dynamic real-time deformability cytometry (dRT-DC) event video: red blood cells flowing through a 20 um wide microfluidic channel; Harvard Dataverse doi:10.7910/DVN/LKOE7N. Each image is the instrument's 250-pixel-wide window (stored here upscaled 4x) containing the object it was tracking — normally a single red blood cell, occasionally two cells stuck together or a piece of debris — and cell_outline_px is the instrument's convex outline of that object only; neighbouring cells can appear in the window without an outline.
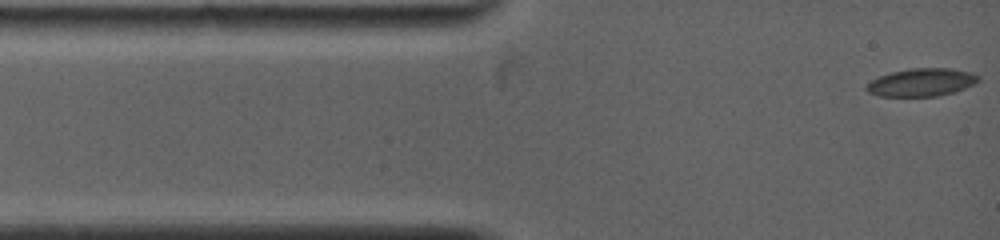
{"species": "common noctule bat (a hibernating species)", "species_latin": "Nyctalus noctula", "temperature_condition": "warm", "stored_images_in_passage": 6, "camera_frame_rate_fps": 5000, "um_per_image_px": 0.085, "animal": {"sex": "female", "body_mass_g": 19.0, "forearm_length_mm": 53.3}, "frame": {"image": 1, "passage_image": 1, "time_ms": 0.0, "image_size_px": [1000, 240], "cell_outline_px": [[980, 80], [976, 84], [956, 92], [936, 96], [876, 96], [868, 92], [864, 88], [872, 80], [880, 76], [892, 72], [912, 68], [948, 68], [968, 72], [980, 76]], "centroid_in_image_um": [78.35, 7.01], "position_along_channel_um": 6.6, "area_um2": 18.21}}